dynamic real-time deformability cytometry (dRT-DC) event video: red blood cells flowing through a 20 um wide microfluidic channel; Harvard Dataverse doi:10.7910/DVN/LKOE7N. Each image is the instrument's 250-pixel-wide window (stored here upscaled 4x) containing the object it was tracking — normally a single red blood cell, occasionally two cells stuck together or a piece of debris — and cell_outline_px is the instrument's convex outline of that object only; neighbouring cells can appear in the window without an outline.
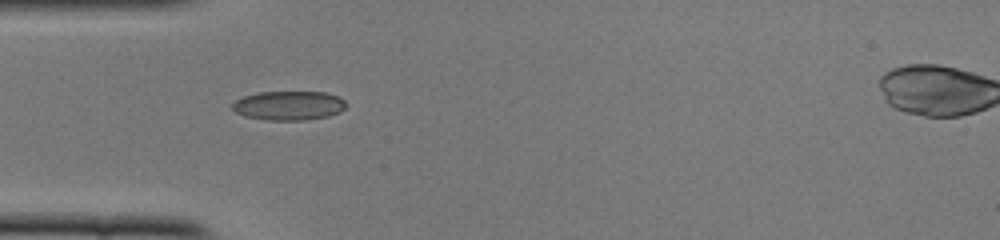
{"species": "common noctule bat (a hibernating species)", "species_latin": "Nyctalus noctula", "temperature_condition": "cold", "stored_images_in_passage": 37, "camera_frame_rate_fps": 3000, "um_per_image_px": 0.085, "animal": {"sex": "female", "body_mass_g": 22.0, "forearm_length_mm": 56.7}, "frame": {"image": 1, "passage_image": 1, "time_ms": 0.0, "image_size_px": [1000, 240], "cell_outline_px": [[344, 108], [340, 112], [328, 116], [304, 120], [264, 120], [244, 116], [236, 112], [232, 108], [232, 104], [236, 100], [244, 96], [260, 92], [328, 92], [344, 100]], "centroid_in_image_um": [24.52, 8.97], "position_along_channel_um": 60.5, "area_um2": 19.25}}
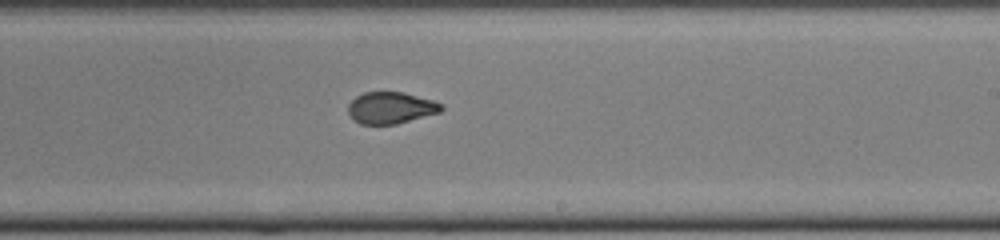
{"frame": {"image": 2, "passage_image": 16, "time_ms": 5.0, "image_size_px": [1000, 240], "cell_outline_px": [[444, 108], [440, 112], [396, 124], [360, 124], [352, 120], [348, 112], [348, 104], [356, 96], [364, 92], [404, 92], [432, 100], [444, 104]], "centroid_in_image_um": [33.21, 9.16], "position_along_channel_um": 255.8, "area_um2": 17.28}}
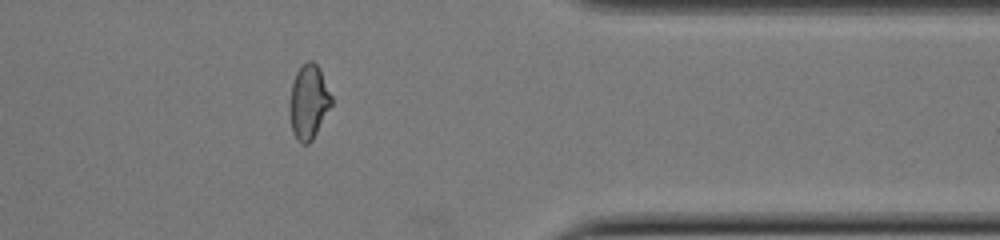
{"frame": {"image": 3, "passage_image": 27, "time_ms": 8.667, "image_size_px": [1000, 240], "cell_outline_px": [[332, 104], [312, 140], [308, 144], [300, 144], [296, 140], [292, 132], [288, 112], [288, 104], [292, 84], [296, 72], [308, 60], [312, 60], [320, 68], [332, 96]], "centroid_in_image_um": [26.21, 8.68], "position_along_channel_um": 385.2, "area_um2": 18.38}, "authors_computed_cell_mechanics": {"area_um2": 18.2648, "velocity_mm_per_s": 3.94, "shape_relaxation_time_tau1_ms": 9.1531, "shape_relaxation_time_tau2_ms": 1.2594, "deformation_change_tau1": 0.2167, "deformation_change_tau2": 0.0612}}